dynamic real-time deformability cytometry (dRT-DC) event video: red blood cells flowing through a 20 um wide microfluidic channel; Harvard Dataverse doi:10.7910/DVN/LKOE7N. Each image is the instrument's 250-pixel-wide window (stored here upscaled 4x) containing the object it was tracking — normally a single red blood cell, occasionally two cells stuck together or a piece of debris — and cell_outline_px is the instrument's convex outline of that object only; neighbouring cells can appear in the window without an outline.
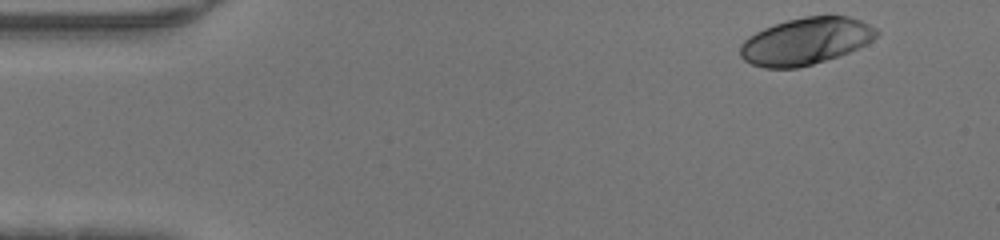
{"species": "human", "species_latin": "Homo sapiens", "temperature_condition": "warm", "stored_images_in_passage": 44, "camera_frame_rate_fps": 3000, "um_per_image_px": 0.085, "donor": {"sex": "male"}, "frame": {"image": 1, "passage_image": 1, "time_ms": 0.0, "image_size_px": [1000, 240], "cell_outline_px": [[880, 32], [872, 40], [848, 52], [812, 64], [796, 68], [764, 68], [752, 64], [744, 60], [740, 56], [740, 44], [748, 36], [764, 28], [788, 20], [804, 16], [848, 16], [860, 20], [876, 28]], "centroid_in_image_um": [68.46, 3.5], "position_along_channel_um": 16.5, "area_um2": 36.93}}
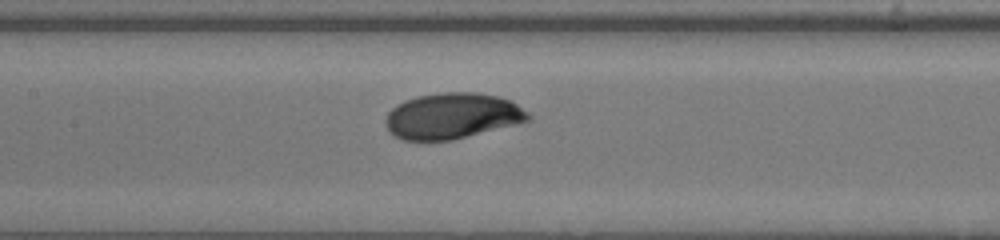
{"frame": {"image": 2, "passage_image": 19, "time_ms": 6.0, "image_size_px": [1000, 240], "cell_outline_px": [[532, 120], [452, 140], [404, 140], [396, 136], [384, 124], [384, 120], [388, 112], [396, 104], [404, 100], [416, 96], [444, 92], [476, 92], [496, 96], [508, 100], [516, 104], [528, 112], [532, 116]], "centroid_in_image_um": [38.43, 9.85], "position_along_channel_um": 169.0, "area_um2": 38.03}}
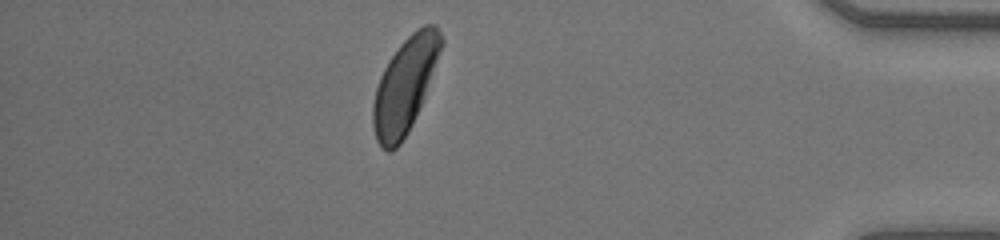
{"frame": {"image": 3, "passage_image": 38, "time_ms": 12.333, "image_size_px": [1000, 240], "cell_outline_px": [[444, 40], [420, 104], [412, 124], [408, 132], [400, 144], [392, 152], [388, 152], [380, 148], [376, 140], [372, 124], [372, 104], [376, 88], [380, 76], [388, 60], [400, 44], [416, 28], [424, 24], [436, 24]], "centroid_in_image_um": [34.37, 7.27], "position_along_channel_um": 400.8, "area_um2": 37.17}}